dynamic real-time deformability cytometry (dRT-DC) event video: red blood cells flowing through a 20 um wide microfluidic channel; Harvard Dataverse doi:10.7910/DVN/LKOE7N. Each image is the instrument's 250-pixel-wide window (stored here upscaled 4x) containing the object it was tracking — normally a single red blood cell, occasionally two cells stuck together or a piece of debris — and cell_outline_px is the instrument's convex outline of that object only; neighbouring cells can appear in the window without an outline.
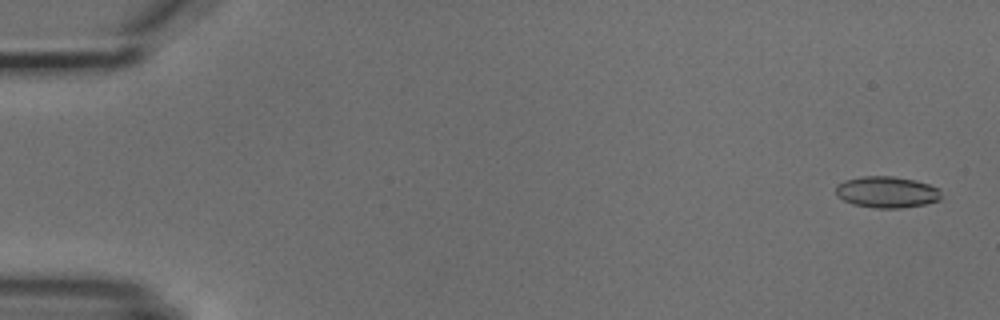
{"species": "common noctule bat (a hibernating species)", "species_latin": "Nyctalus noctula", "temperature_condition": "cold", "stored_images_in_passage": 5, "camera_frame_rate_fps": 3000, "um_per_image_px": 0.085, "animal": {"sex": "male", "body_mass_g": 18.8}, "frame": {"image": 1, "passage_image": 1, "time_ms": 0.0, "image_size_px": [1000, 320], "cell_outline_px": [[940, 200], [924, 204], [900, 208], [872, 208], [852, 204], [836, 196], [836, 184], [844, 180], [860, 176], [892, 176], [916, 180], [940, 188]], "centroid_in_image_um": [75.35, 16.32], "position_along_channel_um": 9.7, "area_um2": 19.48}}
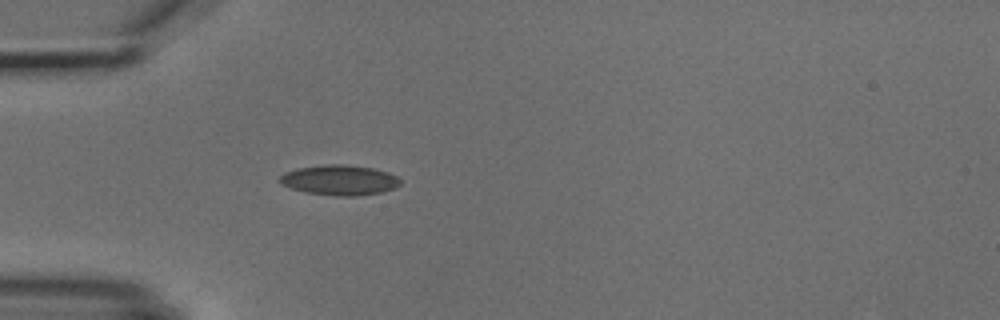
{"frame": {"image": 2, "passage_image": 5, "time_ms": 4.667, "image_size_px": [1000, 320], "cell_outline_px": [[400, 184], [396, 188], [380, 192], [356, 196], [332, 196], [304, 192], [280, 184], [276, 180], [284, 172], [296, 168], [324, 164], [344, 164], [372, 168], [388, 172], [396, 176], [400, 180]], "centroid_in_image_um": [28.81, 15.31], "position_along_channel_um": 56.2, "area_um2": 21.44}}